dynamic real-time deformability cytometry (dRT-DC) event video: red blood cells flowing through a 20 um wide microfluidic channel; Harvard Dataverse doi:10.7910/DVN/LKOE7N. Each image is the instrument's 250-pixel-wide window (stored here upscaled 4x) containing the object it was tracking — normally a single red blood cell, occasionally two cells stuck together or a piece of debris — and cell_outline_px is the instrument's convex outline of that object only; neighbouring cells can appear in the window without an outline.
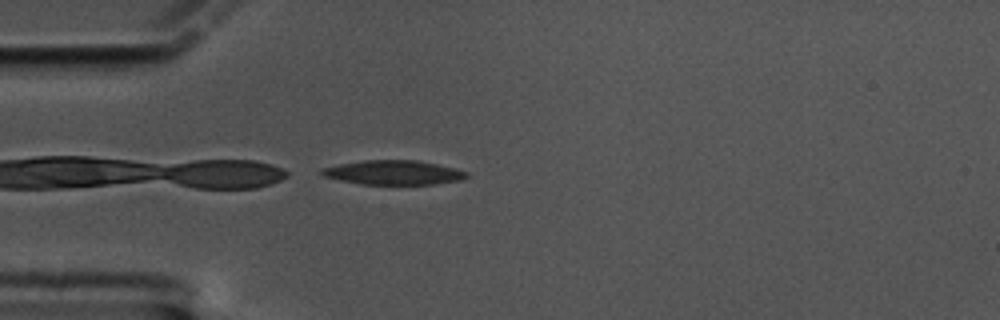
{"species": "common noctule bat (a hibernating species)", "species_latin": "Nyctalus noctula", "temperature_condition": "cold", "stored_images_in_passage": 44, "camera_frame_rate_fps": 3000, "um_per_image_px": 0.085, "animal": {"sex": "male", "body_mass_g": 17.5, "forearm_length_mm": 52.3}, "frame": {"image": 1, "passage_image": 1, "time_ms": 0.0, "image_size_px": [1000, 320], "cell_outline_px": [[468, 176], [464, 180], [436, 184], [360, 184], [340, 180], [324, 176], [320, 172], [320, 168], [340, 164], [364, 160], [416, 160], [456, 168], [468, 172]], "centroid_in_image_um": [33.48, 14.67], "position_along_channel_um": 51.5, "area_um2": 20.58}}
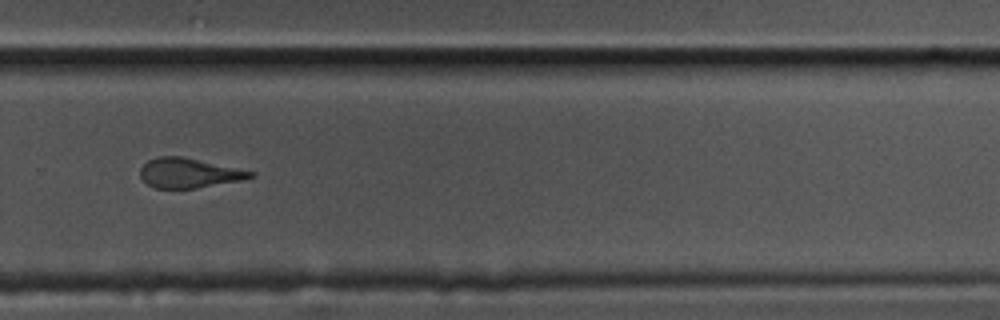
{"frame": {"image": 2, "passage_image": 25, "time_ms": 8.0, "image_size_px": [1000, 320], "cell_outline_px": [[256, 176], [240, 180], [196, 188], [156, 188], [148, 184], [140, 176], [140, 168], [148, 160], [156, 156], [180, 156], [256, 172]], "centroid_in_image_um": [16.04, 14.7], "position_along_channel_um": 313.8, "area_um2": 18.84}}
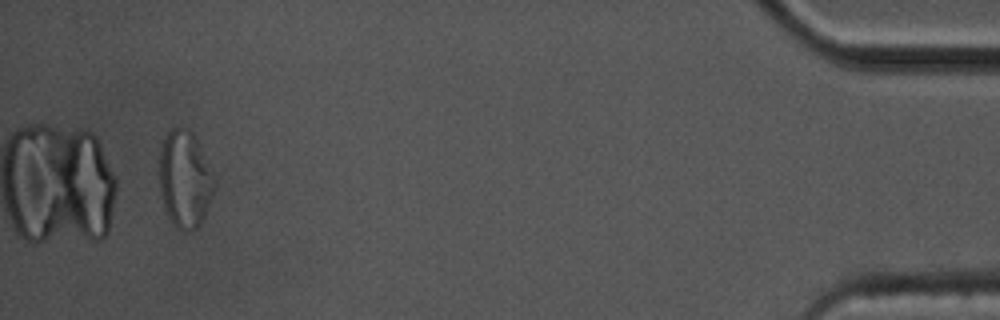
{"frame": {"image": 3, "passage_image": 41, "time_ms": 13.333, "image_size_px": [1000, 320], "cell_outline_px": [[216, 180], [204, 216], [200, 224], [196, 228], [176, 228], [168, 216], [164, 208], [160, 192], [160, 148], [164, 136], [172, 128], [180, 124], [188, 128], [192, 132]], "centroid_in_image_um": [15.68, 15.17], "position_along_channel_um": 419.5, "area_um2": 30.63}, "authors_computed_cell_mechanics": {"area_um2": 20.6057, "velocity_mm_per_s": 3.3908, "shape_relaxation_time_tau1_ms": 4.9471, "shape_relaxation_time_tau2_ms": 2.9973, "deformation_change_tau1": 0.1658, "deformation_change_tau2": 0.1331}}